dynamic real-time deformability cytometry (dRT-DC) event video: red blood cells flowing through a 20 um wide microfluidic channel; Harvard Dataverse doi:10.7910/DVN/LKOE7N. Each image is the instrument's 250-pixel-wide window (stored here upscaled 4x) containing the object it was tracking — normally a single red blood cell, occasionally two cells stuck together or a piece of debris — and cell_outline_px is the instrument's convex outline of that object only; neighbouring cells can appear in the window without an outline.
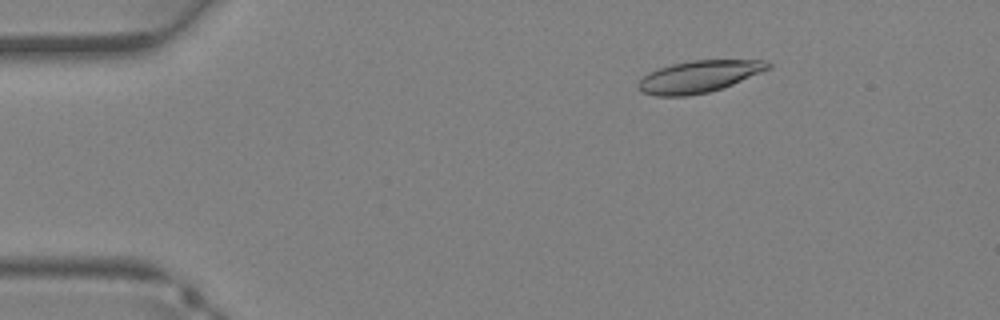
{"species": "Egyptian fruit bat (a non-hibernating species)", "species_latin": "Rousettus aegyptiacus", "temperature_condition": "warm", "stored_images_in_passage": 37, "camera_frame_rate_fps": 3000, "um_per_image_px": 0.085, "animal": {"sex": "female"}, "frame": {"image": 1, "passage_image": 6, "time_ms": 1.667, "image_size_px": [1000, 320], "cell_outline_px": [[772, 68], [732, 84], [708, 92], [688, 96], [656, 96], [640, 92], [636, 84], [648, 72], [656, 68], [672, 64], [692, 60], [768, 60], [772, 64]], "centroid_in_image_um": [59.39, 6.5], "position_along_channel_um": 25.6, "area_um2": 24.28}}
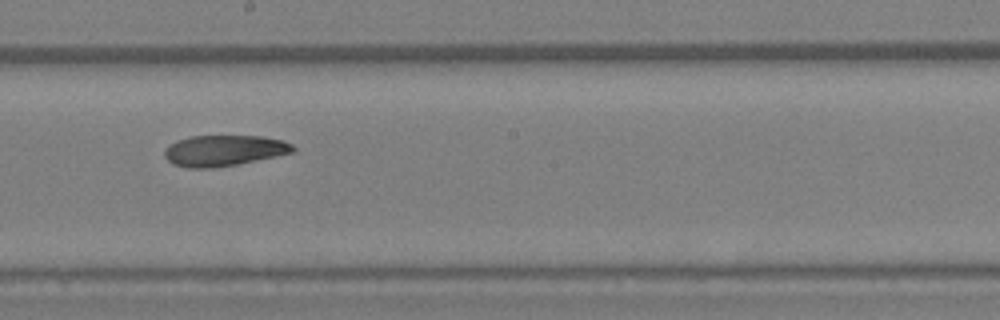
{"frame": {"image": 2, "passage_image": 21, "time_ms": 6.667, "image_size_px": [1000, 320], "cell_outline_px": [[296, 148], [292, 152], [276, 156], [236, 164], [212, 168], [188, 168], [172, 164], [164, 156], [164, 152], [176, 140], [192, 136], [260, 136], [284, 140], [292, 144]], "centroid_in_image_um": [19.04, 12.79], "position_along_channel_um": 229.2, "area_um2": 22.95}}
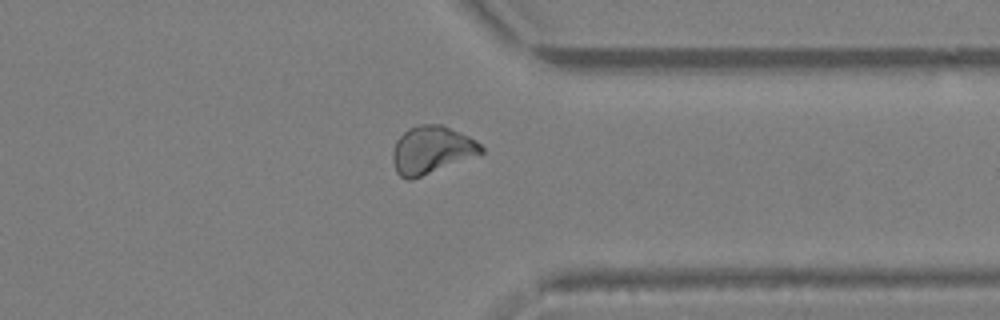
{"frame": {"image": 3, "passage_image": 29, "time_ms": 9.333, "image_size_px": [1000, 320], "cell_outline_px": [[484, 152], [480, 156], [412, 180], [408, 180], [400, 176], [396, 172], [392, 160], [392, 152], [396, 140], [408, 128], [420, 124], [440, 124], [468, 136], [476, 140], [484, 148]], "centroid_in_image_um": [36.7, 12.77], "position_along_channel_um": 374.7, "area_um2": 25.03}}